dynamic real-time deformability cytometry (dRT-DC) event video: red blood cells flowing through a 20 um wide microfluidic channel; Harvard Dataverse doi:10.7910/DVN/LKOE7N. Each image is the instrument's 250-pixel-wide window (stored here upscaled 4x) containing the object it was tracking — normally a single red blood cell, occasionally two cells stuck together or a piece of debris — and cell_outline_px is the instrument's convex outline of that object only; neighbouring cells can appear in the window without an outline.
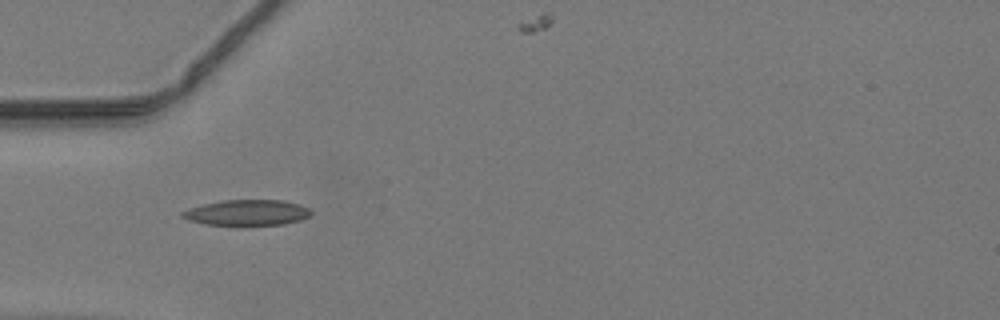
{"species": "common noctule bat (a hibernating species)", "species_latin": "Nyctalus noctula", "temperature_condition": "warm", "stored_images_in_passage": 29, "camera_frame_rate_fps": 3000, "um_per_image_px": 0.085, "animal": {"sex": "male", "body_mass_g": 19.2, "forearm_length_mm": 51.8}, "frame": {"image": 1, "passage_image": 1, "time_ms": 0.0, "image_size_px": [1000, 320], "cell_outline_px": [[312, 212], [308, 216], [300, 220], [284, 224], [244, 228], [236, 228], [204, 224], [188, 220], [180, 216], [180, 212], [188, 208], [220, 200], [284, 200], [300, 204], [308, 208]], "centroid_in_image_um": [20.95, 18.12], "position_along_channel_um": 64.1, "area_um2": 20.35}}
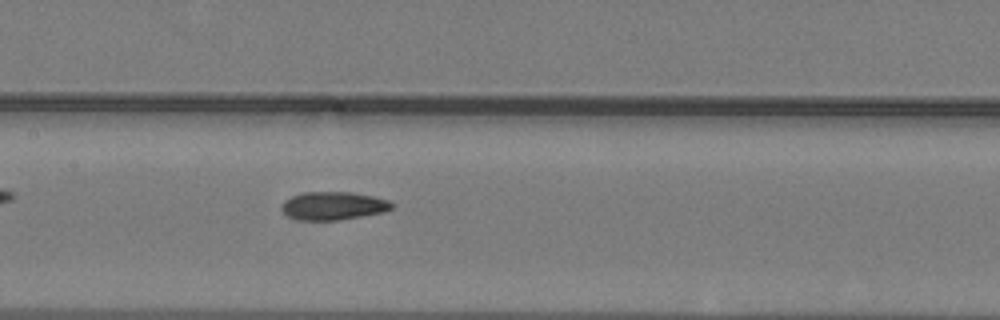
{"frame": {"image": 2, "passage_image": 9, "time_ms": 2.667, "image_size_px": [1000, 320], "cell_outline_px": [[396, 204], [392, 208], [384, 212], [340, 220], [296, 220], [288, 216], [280, 208], [280, 204], [284, 200], [292, 196], [304, 192], [352, 192], [372, 196], [388, 200]], "centroid_in_image_um": [28.32, 17.49], "position_along_channel_um": 179.1, "area_um2": 18.26}}
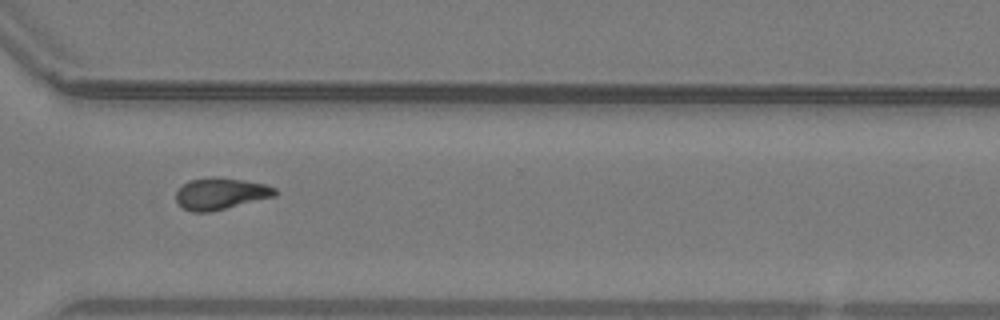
{"frame": {"image": 3, "passage_image": 21, "time_ms": 6.667, "image_size_px": [1000, 320], "cell_outline_px": [[276, 196], [208, 212], [192, 212], [184, 208], [176, 200], [176, 192], [188, 180], [208, 176], [212, 176], [244, 180], [264, 184], [276, 188]], "centroid_in_image_um": [18.74, 16.44], "position_along_channel_um": 351.9, "area_um2": 18.15}}